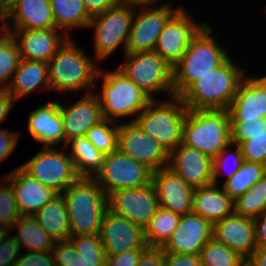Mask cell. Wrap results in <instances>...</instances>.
<instances>
[{
  "label": "cell",
  "instance_id": "obj_1",
  "mask_svg": "<svg viewBox=\"0 0 266 266\" xmlns=\"http://www.w3.org/2000/svg\"><path fill=\"white\" fill-rule=\"evenodd\" d=\"M229 57L221 66L194 81L179 97L188 109L228 110L246 69Z\"/></svg>",
  "mask_w": 266,
  "mask_h": 266
},
{
  "label": "cell",
  "instance_id": "obj_2",
  "mask_svg": "<svg viewBox=\"0 0 266 266\" xmlns=\"http://www.w3.org/2000/svg\"><path fill=\"white\" fill-rule=\"evenodd\" d=\"M71 236L97 235L108 196L95 178L79 177L64 192Z\"/></svg>",
  "mask_w": 266,
  "mask_h": 266
},
{
  "label": "cell",
  "instance_id": "obj_3",
  "mask_svg": "<svg viewBox=\"0 0 266 266\" xmlns=\"http://www.w3.org/2000/svg\"><path fill=\"white\" fill-rule=\"evenodd\" d=\"M97 64L68 38L47 62L50 91L66 93L84 89L87 94L93 92L100 69Z\"/></svg>",
  "mask_w": 266,
  "mask_h": 266
},
{
  "label": "cell",
  "instance_id": "obj_4",
  "mask_svg": "<svg viewBox=\"0 0 266 266\" xmlns=\"http://www.w3.org/2000/svg\"><path fill=\"white\" fill-rule=\"evenodd\" d=\"M213 31L212 26L206 23L191 39L180 63L172 70L174 96H180L194 81L230 57L228 47L224 49L214 40Z\"/></svg>",
  "mask_w": 266,
  "mask_h": 266
},
{
  "label": "cell",
  "instance_id": "obj_5",
  "mask_svg": "<svg viewBox=\"0 0 266 266\" xmlns=\"http://www.w3.org/2000/svg\"><path fill=\"white\" fill-rule=\"evenodd\" d=\"M182 143L214 159L231 144L228 110L188 109L183 124Z\"/></svg>",
  "mask_w": 266,
  "mask_h": 266
},
{
  "label": "cell",
  "instance_id": "obj_6",
  "mask_svg": "<svg viewBox=\"0 0 266 266\" xmlns=\"http://www.w3.org/2000/svg\"><path fill=\"white\" fill-rule=\"evenodd\" d=\"M151 100L131 122L155 138L169 153L182 143L188 108L179 96L166 101Z\"/></svg>",
  "mask_w": 266,
  "mask_h": 266
},
{
  "label": "cell",
  "instance_id": "obj_7",
  "mask_svg": "<svg viewBox=\"0 0 266 266\" xmlns=\"http://www.w3.org/2000/svg\"><path fill=\"white\" fill-rule=\"evenodd\" d=\"M103 78V79H102ZM102 81V93L96 94L101 104L104 119L117 122L118 118L137 115L152 100L118 67L103 73L99 69L96 84Z\"/></svg>",
  "mask_w": 266,
  "mask_h": 266
},
{
  "label": "cell",
  "instance_id": "obj_8",
  "mask_svg": "<svg viewBox=\"0 0 266 266\" xmlns=\"http://www.w3.org/2000/svg\"><path fill=\"white\" fill-rule=\"evenodd\" d=\"M125 62L118 65L152 100L154 93H168L174 96L173 71L156 52L124 53Z\"/></svg>",
  "mask_w": 266,
  "mask_h": 266
},
{
  "label": "cell",
  "instance_id": "obj_9",
  "mask_svg": "<svg viewBox=\"0 0 266 266\" xmlns=\"http://www.w3.org/2000/svg\"><path fill=\"white\" fill-rule=\"evenodd\" d=\"M135 8L114 6L91 18L88 28L94 29V55L99 63L112 55L126 43L130 33Z\"/></svg>",
  "mask_w": 266,
  "mask_h": 266
},
{
  "label": "cell",
  "instance_id": "obj_10",
  "mask_svg": "<svg viewBox=\"0 0 266 266\" xmlns=\"http://www.w3.org/2000/svg\"><path fill=\"white\" fill-rule=\"evenodd\" d=\"M55 147H42L30 160L19 165L32 178L63 193L79 176L68 153Z\"/></svg>",
  "mask_w": 266,
  "mask_h": 266
},
{
  "label": "cell",
  "instance_id": "obj_11",
  "mask_svg": "<svg viewBox=\"0 0 266 266\" xmlns=\"http://www.w3.org/2000/svg\"><path fill=\"white\" fill-rule=\"evenodd\" d=\"M152 175L153 171L146 165L116 149L105 155L102 170L95 179L105 194L109 196L118 190L150 185L152 184Z\"/></svg>",
  "mask_w": 266,
  "mask_h": 266
},
{
  "label": "cell",
  "instance_id": "obj_12",
  "mask_svg": "<svg viewBox=\"0 0 266 266\" xmlns=\"http://www.w3.org/2000/svg\"><path fill=\"white\" fill-rule=\"evenodd\" d=\"M181 7L182 5L174 9L169 2L158 7L149 6L143 8L144 10L135 9L126 43V53L153 52L165 25Z\"/></svg>",
  "mask_w": 266,
  "mask_h": 266
},
{
  "label": "cell",
  "instance_id": "obj_13",
  "mask_svg": "<svg viewBox=\"0 0 266 266\" xmlns=\"http://www.w3.org/2000/svg\"><path fill=\"white\" fill-rule=\"evenodd\" d=\"M117 149L153 172L169 165L170 153L152 136L141 130L135 122L120 123Z\"/></svg>",
  "mask_w": 266,
  "mask_h": 266
},
{
  "label": "cell",
  "instance_id": "obj_14",
  "mask_svg": "<svg viewBox=\"0 0 266 266\" xmlns=\"http://www.w3.org/2000/svg\"><path fill=\"white\" fill-rule=\"evenodd\" d=\"M207 22L196 23L183 6L169 19L159 35L154 52L173 70L189 47L191 39Z\"/></svg>",
  "mask_w": 266,
  "mask_h": 266
},
{
  "label": "cell",
  "instance_id": "obj_15",
  "mask_svg": "<svg viewBox=\"0 0 266 266\" xmlns=\"http://www.w3.org/2000/svg\"><path fill=\"white\" fill-rule=\"evenodd\" d=\"M108 209L145 229L159 209L156 190L150 184L112 192L108 196Z\"/></svg>",
  "mask_w": 266,
  "mask_h": 266
},
{
  "label": "cell",
  "instance_id": "obj_16",
  "mask_svg": "<svg viewBox=\"0 0 266 266\" xmlns=\"http://www.w3.org/2000/svg\"><path fill=\"white\" fill-rule=\"evenodd\" d=\"M99 236L105 257L148 247L145 241L144 229L110 209H107L104 213Z\"/></svg>",
  "mask_w": 266,
  "mask_h": 266
},
{
  "label": "cell",
  "instance_id": "obj_17",
  "mask_svg": "<svg viewBox=\"0 0 266 266\" xmlns=\"http://www.w3.org/2000/svg\"><path fill=\"white\" fill-rule=\"evenodd\" d=\"M168 167L193 189L213 183V159L183 143L170 153Z\"/></svg>",
  "mask_w": 266,
  "mask_h": 266
},
{
  "label": "cell",
  "instance_id": "obj_18",
  "mask_svg": "<svg viewBox=\"0 0 266 266\" xmlns=\"http://www.w3.org/2000/svg\"><path fill=\"white\" fill-rule=\"evenodd\" d=\"M213 225L200 215L190 212L181 216L179 224L166 244L164 252L174 254H200L212 238Z\"/></svg>",
  "mask_w": 266,
  "mask_h": 266
},
{
  "label": "cell",
  "instance_id": "obj_19",
  "mask_svg": "<svg viewBox=\"0 0 266 266\" xmlns=\"http://www.w3.org/2000/svg\"><path fill=\"white\" fill-rule=\"evenodd\" d=\"M152 184L159 207L180 216L193 212L194 189L168 166L153 172Z\"/></svg>",
  "mask_w": 266,
  "mask_h": 266
},
{
  "label": "cell",
  "instance_id": "obj_20",
  "mask_svg": "<svg viewBox=\"0 0 266 266\" xmlns=\"http://www.w3.org/2000/svg\"><path fill=\"white\" fill-rule=\"evenodd\" d=\"M19 48L21 59L49 62L68 37L61 30L8 29ZM62 34V35H61Z\"/></svg>",
  "mask_w": 266,
  "mask_h": 266
},
{
  "label": "cell",
  "instance_id": "obj_21",
  "mask_svg": "<svg viewBox=\"0 0 266 266\" xmlns=\"http://www.w3.org/2000/svg\"><path fill=\"white\" fill-rule=\"evenodd\" d=\"M230 122L266 118V75L245 76L228 108Z\"/></svg>",
  "mask_w": 266,
  "mask_h": 266
},
{
  "label": "cell",
  "instance_id": "obj_22",
  "mask_svg": "<svg viewBox=\"0 0 266 266\" xmlns=\"http://www.w3.org/2000/svg\"><path fill=\"white\" fill-rule=\"evenodd\" d=\"M84 94L77 102L66 107L60 103L65 146L72 138L86 136L92 126L104 120L98 96L94 92Z\"/></svg>",
  "mask_w": 266,
  "mask_h": 266
},
{
  "label": "cell",
  "instance_id": "obj_23",
  "mask_svg": "<svg viewBox=\"0 0 266 266\" xmlns=\"http://www.w3.org/2000/svg\"><path fill=\"white\" fill-rule=\"evenodd\" d=\"M212 238L246 259L257 248L254 220L236 213L213 224Z\"/></svg>",
  "mask_w": 266,
  "mask_h": 266
},
{
  "label": "cell",
  "instance_id": "obj_24",
  "mask_svg": "<svg viewBox=\"0 0 266 266\" xmlns=\"http://www.w3.org/2000/svg\"><path fill=\"white\" fill-rule=\"evenodd\" d=\"M12 185L21 216H32L55 195L50 187L32 178L20 166L4 176Z\"/></svg>",
  "mask_w": 266,
  "mask_h": 266
},
{
  "label": "cell",
  "instance_id": "obj_25",
  "mask_svg": "<svg viewBox=\"0 0 266 266\" xmlns=\"http://www.w3.org/2000/svg\"><path fill=\"white\" fill-rule=\"evenodd\" d=\"M60 103L50 101L39 106L28 115L27 128L31 136L43 144V147H56L64 142L63 120Z\"/></svg>",
  "mask_w": 266,
  "mask_h": 266
},
{
  "label": "cell",
  "instance_id": "obj_26",
  "mask_svg": "<svg viewBox=\"0 0 266 266\" xmlns=\"http://www.w3.org/2000/svg\"><path fill=\"white\" fill-rule=\"evenodd\" d=\"M219 184H209L194 189L193 212L209 221L212 225L234 213V200Z\"/></svg>",
  "mask_w": 266,
  "mask_h": 266
},
{
  "label": "cell",
  "instance_id": "obj_27",
  "mask_svg": "<svg viewBox=\"0 0 266 266\" xmlns=\"http://www.w3.org/2000/svg\"><path fill=\"white\" fill-rule=\"evenodd\" d=\"M7 21L8 29L56 28L49 0H20L7 15Z\"/></svg>",
  "mask_w": 266,
  "mask_h": 266
},
{
  "label": "cell",
  "instance_id": "obj_28",
  "mask_svg": "<svg viewBox=\"0 0 266 266\" xmlns=\"http://www.w3.org/2000/svg\"><path fill=\"white\" fill-rule=\"evenodd\" d=\"M6 88L15 101L32 91H50L47 63L21 59Z\"/></svg>",
  "mask_w": 266,
  "mask_h": 266
},
{
  "label": "cell",
  "instance_id": "obj_29",
  "mask_svg": "<svg viewBox=\"0 0 266 266\" xmlns=\"http://www.w3.org/2000/svg\"><path fill=\"white\" fill-rule=\"evenodd\" d=\"M32 216L56 242L69 240L71 232L63 193L55 195Z\"/></svg>",
  "mask_w": 266,
  "mask_h": 266
},
{
  "label": "cell",
  "instance_id": "obj_30",
  "mask_svg": "<svg viewBox=\"0 0 266 266\" xmlns=\"http://www.w3.org/2000/svg\"><path fill=\"white\" fill-rule=\"evenodd\" d=\"M72 159L79 177L95 178L102 170L105 154L99 151L86 136L72 138L64 147Z\"/></svg>",
  "mask_w": 266,
  "mask_h": 266
},
{
  "label": "cell",
  "instance_id": "obj_31",
  "mask_svg": "<svg viewBox=\"0 0 266 266\" xmlns=\"http://www.w3.org/2000/svg\"><path fill=\"white\" fill-rule=\"evenodd\" d=\"M11 228L18 230L13 234L20 248L29 252L53 250L56 241L38 224L33 216H21Z\"/></svg>",
  "mask_w": 266,
  "mask_h": 266
},
{
  "label": "cell",
  "instance_id": "obj_32",
  "mask_svg": "<svg viewBox=\"0 0 266 266\" xmlns=\"http://www.w3.org/2000/svg\"><path fill=\"white\" fill-rule=\"evenodd\" d=\"M55 27L70 38V29L73 27H86L91 20L83 0H49Z\"/></svg>",
  "mask_w": 266,
  "mask_h": 266
},
{
  "label": "cell",
  "instance_id": "obj_33",
  "mask_svg": "<svg viewBox=\"0 0 266 266\" xmlns=\"http://www.w3.org/2000/svg\"><path fill=\"white\" fill-rule=\"evenodd\" d=\"M181 216L159 207L144 229L148 247H163L179 224Z\"/></svg>",
  "mask_w": 266,
  "mask_h": 266
},
{
  "label": "cell",
  "instance_id": "obj_34",
  "mask_svg": "<svg viewBox=\"0 0 266 266\" xmlns=\"http://www.w3.org/2000/svg\"><path fill=\"white\" fill-rule=\"evenodd\" d=\"M265 174V165L244 160L239 170L230 179L225 180L222 189L235 201Z\"/></svg>",
  "mask_w": 266,
  "mask_h": 266
},
{
  "label": "cell",
  "instance_id": "obj_35",
  "mask_svg": "<svg viewBox=\"0 0 266 266\" xmlns=\"http://www.w3.org/2000/svg\"><path fill=\"white\" fill-rule=\"evenodd\" d=\"M266 211V174L234 201V213L256 218Z\"/></svg>",
  "mask_w": 266,
  "mask_h": 266
},
{
  "label": "cell",
  "instance_id": "obj_36",
  "mask_svg": "<svg viewBox=\"0 0 266 266\" xmlns=\"http://www.w3.org/2000/svg\"><path fill=\"white\" fill-rule=\"evenodd\" d=\"M200 256L203 266H246V258L214 238L202 248Z\"/></svg>",
  "mask_w": 266,
  "mask_h": 266
},
{
  "label": "cell",
  "instance_id": "obj_37",
  "mask_svg": "<svg viewBox=\"0 0 266 266\" xmlns=\"http://www.w3.org/2000/svg\"><path fill=\"white\" fill-rule=\"evenodd\" d=\"M69 241L81 257V266H105V253L99 234L70 236Z\"/></svg>",
  "mask_w": 266,
  "mask_h": 266
},
{
  "label": "cell",
  "instance_id": "obj_38",
  "mask_svg": "<svg viewBox=\"0 0 266 266\" xmlns=\"http://www.w3.org/2000/svg\"><path fill=\"white\" fill-rule=\"evenodd\" d=\"M115 123L104 119L97 125L92 126L86 134L89 141L105 155L117 149L119 124Z\"/></svg>",
  "mask_w": 266,
  "mask_h": 266
},
{
  "label": "cell",
  "instance_id": "obj_39",
  "mask_svg": "<svg viewBox=\"0 0 266 266\" xmlns=\"http://www.w3.org/2000/svg\"><path fill=\"white\" fill-rule=\"evenodd\" d=\"M21 56L14 37L9 33L0 41V88H7L11 83V76L17 69ZM9 81V82H8ZM8 82V83H7ZM4 83H7L4 85Z\"/></svg>",
  "mask_w": 266,
  "mask_h": 266
},
{
  "label": "cell",
  "instance_id": "obj_40",
  "mask_svg": "<svg viewBox=\"0 0 266 266\" xmlns=\"http://www.w3.org/2000/svg\"><path fill=\"white\" fill-rule=\"evenodd\" d=\"M1 177L3 182L0 181V225L10 230L21 214L11 183L4 176Z\"/></svg>",
  "mask_w": 266,
  "mask_h": 266
},
{
  "label": "cell",
  "instance_id": "obj_41",
  "mask_svg": "<svg viewBox=\"0 0 266 266\" xmlns=\"http://www.w3.org/2000/svg\"><path fill=\"white\" fill-rule=\"evenodd\" d=\"M232 145L236 149L234 150L233 153L230 151V153L233 154L232 155L233 164H229V167H228V162H229L228 160L231 157V155L229 156L230 153H228V152H229L230 147ZM243 162H244V158H243V155H242L241 147L239 145L232 144V143L230 145H228L226 148H224L218 154L217 157H215L213 159V183L218 185V177H219L220 174H222L221 171L223 173L225 172L224 173L225 175H228L226 179H230L239 170V168L241 167V165H242Z\"/></svg>",
  "mask_w": 266,
  "mask_h": 266
},
{
  "label": "cell",
  "instance_id": "obj_42",
  "mask_svg": "<svg viewBox=\"0 0 266 266\" xmlns=\"http://www.w3.org/2000/svg\"><path fill=\"white\" fill-rule=\"evenodd\" d=\"M231 123V143L240 145L249 140V136L266 134V118L245 120Z\"/></svg>",
  "mask_w": 266,
  "mask_h": 266
},
{
  "label": "cell",
  "instance_id": "obj_43",
  "mask_svg": "<svg viewBox=\"0 0 266 266\" xmlns=\"http://www.w3.org/2000/svg\"><path fill=\"white\" fill-rule=\"evenodd\" d=\"M244 160L266 166V134L249 136V140L240 145Z\"/></svg>",
  "mask_w": 266,
  "mask_h": 266
},
{
  "label": "cell",
  "instance_id": "obj_44",
  "mask_svg": "<svg viewBox=\"0 0 266 266\" xmlns=\"http://www.w3.org/2000/svg\"><path fill=\"white\" fill-rule=\"evenodd\" d=\"M53 253L55 266H81V257L69 240L56 242Z\"/></svg>",
  "mask_w": 266,
  "mask_h": 266
},
{
  "label": "cell",
  "instance_id": "obj_45",
  "mask_svg": "<svg viewBox=\"0 0 266 266\" xmlns=\"http://www.w3.org/2000/svg\"><path fill=\"white\" fill-rule=\"evenodd\" d=\"M9 234L0 240V266H14L21 254L19 244Z\"/></svg>",
  "mask_w": 266,
  "mask_h": 266
},
{
  "label": "cell",
  "instance_id": "obj_46",
  "mask_svg": "<svg viewBox=\"0 0 266 266\" xmlns=\"http://www.w3.org/2000/svg\"><path fill=\"white\" fill-rule=\"evenodd\" d=\"M14 266H55L53 250L20 254Z\"/></svg>",
  "mask_w": 266,
  "mask_h": 266
},
{
  "label": "cell",
  "instance_id": "obj_47",
  "mask_svg": "<svg viewBox=\"0 0 266 266\" xmlns=\"http://www.w3.org/2000/svg\"><path fill=\"white\" fill-rule=\"evenodd\" d=\"M144 250L135 249L116 256H108L105 260V266H137Z\"/></svg>",
  "mask_w": 266,
  "mask_h": 266
},
{
  "label": "cell",
  "instance_id": "obj_48",
  "mask_svg": "<svg viewBox=\"0 0 266 266\" xmlns=\"http://www.w3.org/2000/svg\"><path fill=\"white\" fill-rule=\"evenodd\" d=\"M164 266H203L200 254H174L165 252Z\"/></svg>",
  "mask_w": 266,
  "mask_h": 266
},
{
  "label": "cell",
  "instance_id": "obj_49",
  "mask_svg": "<svg viewBox=\"0 0 266 266\" xmlns=\"http://www.w3.org/2000/svg\"><path fill=\"white\" fill-rule=\"evenodd\" d=\"M18 133L0 129V162L5 160L18 145Z\"/></svg>",
  "mask_w": 266,
  "mask_h": 266
},
{
  "label": "cell",
  "instance_id": "obj_50",
  "mask_svg": "<svg viewBox=\"0 0 266 266\" xmlns=\"http://www.w3.org/2000/svg\"><path fill=\"white\" fill-rule=\"evenodd\" d=\"M165 252L162 247H147L137 266H164Z\"/></svg>",
  "mask_w": 266,
  "mask_h": 266
},
{
  "label": "cell",
  "instance_id": "obj_51",
  "mask_svg": "<svg viewBox=\"0 0 266 266\" xmlns=\"http://www.w3.org/2000/svg\"><path fill=\"white\" fill-rule=\"evenodd\" d=\"M87 13L94 17L116 6L115 0H83Z\"/></svg>",
  "mask_w": 266,
  "mask_h": 266
},
{
  "label": "cell",
  "instance_id": "obj_52",
  "mask_svg": "<svg viewBox=\"0 0 266 266\" xmlns=\"http://www.w3.org/2000/svg\"><path fill=\"white\" fill-rule=\"evenodd\" d=\"M257 248L266 249V211L254 218Z\"/></svg>",
  "mask_w": 266,
  "mask_h": 266
},
{
  "label": "cell",
  "instance_id": "obj_53",
  "mask_svg": "<svg viewBox=\"0 0 266 266\" xmlns=\"http://www.w3.org/2000/svg\"><path fill=\"white\" fill-rule=\"evenodd\" d=\"M15 99L6 88H0V124L7 119L9 111L15 104Z\"/></svg>",
  "mask_w": 266,
  "mask_h": 266
},
{
  "label": "cell",
  "instance_id": "obj_54",
  "mask_svg": "<svg viewBox=\"0 0 266 266\" xmlns=\"http://www.w3.org/2000/svg\"><path fill=\"white\" fill-rule=\"evenodd\" d=\"M246 266H266V249L256 248L246 259Z\"/></svg>",
  "mask_w": 266,
  "mask_h": 266
},
{
  "label": "cell",
  "instance_id": "obj_55",
  "mask_svg": "<svg viewBox=\"0 0 266 266\" xmlns=\"http://www.w3.org/2000/svg\"><path fill=\"white\" fill-rule=\"evenodd\" d=\"M159 0H115L116 6L133 7L135 9L157 4Z\"/></svg>",
  "mask_w": 266,
  "mask_h": 266
},
{
  "label": "cell",
  "instance_id": "obj_56",
  "mask_svg": "<svg viewBox=\"0 0 266 266\" xmlns=\"http://www.w3.org/2000/svg\"><path fill=\"white\" fill-rule=\"evenodd\" d=\"M20 0H2V15H8Z\"/></svg>",
  "mask_w": 266,
  "mask_h": 266
},
{
  "label": "cell",
  "instance_id": "obj_57",
  "mask_svg": "<svg viewBox=\"0 0 266 266\" xmlns=\"http://www.w3.org/2000/svg\"><path fill=\"white\" fill-rule=\"evenodd\" d=\"M7 22V16L0 14V23L2 24L0 27V41L9 34Z\"/></svg>",
  "mask_w": 266,
  "mask_h": 266
},
{
  "label": "cell",
  "instance_id": "obj_58",
  "mask_svg": "<svg viewBox=\"0 0 266 266\" xmlns=\"http://www.w3.org/2000/svg\"><path fill=\"white\" fill-rule=\"evenodd\" d=\"M8 231L9 230L7 228L0 225V240L3 239L7 235Z\"/></svg>",
  "mask_w": 266,
  "mask_h": 266
},
{
  "label": "cell",
  "instance_id": "obj_59",
  "mask_svg": "<svg viewBox=\"0 0 266 266\" xmlns=\"http://www.w3.org/2000/svg\"><path fill=\"white\" fill-rule=\"evenodd\" d=\"M0 14H2V0H0Z\"/></svg>",
  "mask_w": 266,
  "mask_h": 266
}]
</instances>
